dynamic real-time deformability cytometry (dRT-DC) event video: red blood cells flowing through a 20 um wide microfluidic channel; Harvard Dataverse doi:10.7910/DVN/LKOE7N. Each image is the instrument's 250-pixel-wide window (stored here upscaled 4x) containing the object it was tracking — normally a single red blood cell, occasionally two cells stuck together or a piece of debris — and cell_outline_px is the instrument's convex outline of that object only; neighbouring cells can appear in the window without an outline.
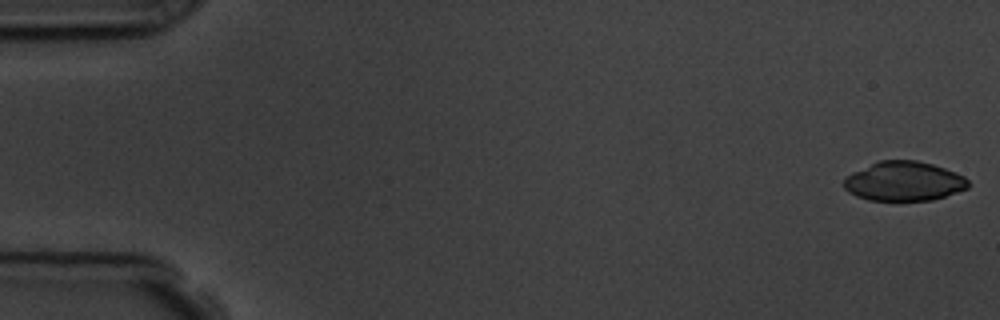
{"species": "common noctule bat (a hibernating species)", "species_latin": "Nyctalus noctula", "temperature_condition": "room temperature", "stored_images_in_passage": 56, "camera_frame_rate_fps": 3000, "um_per_image_px": 0.085, "animal": {"sex": "male", "body_mass_g": 19.5, "forearm_length_mm": 54.6}, "frame": {"image": 1, "passage_image": 1, "time_ms": 0.0, "image_size_px": [1000, 320], "cell_outline_px": [[972, 184], [968, 188], [932, 200], [868, 200], [856, 196], [848, 192], [844, 188], [844, 176], [852, 172], [880, 160], [916, 160], [932, 164], [956, 172], [964, 176]], "centroid_in_image_um": [76.83, 15.4], "position_along_channel_um": 8.2, "area_um2": 28.61}}